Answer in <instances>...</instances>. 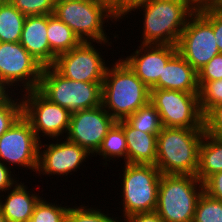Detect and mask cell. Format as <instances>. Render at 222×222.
I'll return each instance as SVG.
<instances>
[{
  "mask_svg": "<svg viewBox=\"0 0 222 222\" xmlns=\"http://www.w3.org/2000/svg\"><path fill=\"white\" fill-rule=\"evenodd\" d=\"M0 222H8L7 219L2 215L1 210H0Z\"/></svg>",
  "mask_w": 222,
  "mask_h": 222,
  "instance_id": "43",
  "label": "cell"
},
{
  "mask_svg": "<svg viewBox=\"0 0 222 222\" xmlns=\"http://www.w3.org/2000/svg\"><path fill=\"white\" fill-rule=\"evenodd\" d=\"M122 217L155 211L161 172L155 165L122 163Z\"/></svg>",
  "mask_w": 222,
  "mask_h": 222,
  "instance_id": "7",
  "label": "cell"
},
{
  "mask_svg": "<svg viewBox=\"0 0 222 222\" xmlns=\"http://www.w3.org/2000/svg\"><path fill=\"white\" fill-rule=\"evenodd\" d=\"M20 44L43 66H52L56 56L47 39V15L26 16Z\"/></svg>",
  "mask_w": 222,
  "mask_h": 222,
  "instance_id": "17",
  "label": "cell"
},
{
  "mask_svg": "<svg viewBox=\"0 0 222 222\" xmlns=\"http://www.w3.org/2000/svg\"><path fill=\"white\" fill-rule=\"evenodd\" d=\"M14 95L8 93L0 100V136L22 116V100Z\"/></svg>",
  "mask_w": 222,
  "mask_h": 222,
  "instance_id": "28",
  "label": "cell"
},
{
  "mask_svg": "<svg viewBox=\"0 0 222 222\" xmlns=\"http://www.w3.org/2000/svg\"><path fill=\"white\" fill-rule=\"evenodd\" d=\"M196 10L212 25L217 47L222 53V13L211 5L201 6Z\"/></svg>",
  "mask_w": 222,
  "mask_h": 222,
  "instance_id": "32",
  "label": "cell"
},
{
  "mask_svg": "<svg viewBox=\"0 0 222 222\" xmlns=\"http://www.w3.org/2000/svg\"><path fill=\"white\" fill-rule=\"evenodd\" d=\"M211 6L222 13V0H215Z\"/></svg>",
  "mask_w": 222,
  "mask_h": 222,
  "instance_id": "41",
  "label": "cell"
},
{
  "mask_svg": "<svg viewBox=\"0 0 222 222\" xmlns=\"http://www.w3.org/2000/svg\"><path fill=\"white\" fill-rule=\"evenodd\" d=\"M150 102V89L119 58L107 67L102 83V106L116 120H125Z\"/></svg>",
  "mask_w": 222,
  "mask_h": 222,
  "instance_id": "1",
  "label": "cell"
},
{
  "mask_svg": "<svg viewBox=\"0 0 222 222\" xmlns=\"http://www.w3.org/2000/svg\"><path fill=\"white\" fill-rule=\"evenodd\" d=\"M69 26L81 42H96L100 47H112L105 22H117L114 14L97 0L55 1L54 13ZM108 36V37H107ZM111 43V44H110Z\"/></svg>",
  "mask_w": 222,
  "mask_h": 222,
  "instance_id": "4",
  "label": "cell"
},
{
  "mask_svg": "<svg viewBox=\"0 0 222 222\" xmlns=\"http://www.w3.org/2000/svg\"><path fill=\"white\" fill-rule=\"evenodd\" d=\"M152 89L199 93L197 71L177 52L164 66L162 76Z\"/></svg>",
  "mask_w": 222,
  "mask_h": 222,
  "instance_id": "18",
  "label": "cell"
},
{
  "mask_svg": "<svg viewBox=\"0 0 222 222\" xmlns=\"http://www.w3.org/2000/svg\"><path fill=\"white\" fill-rule=\"evenodd\" d=\"M203 186L208 196L222 201V171L209 176L203 182Z\"/></svg>",
  "mask_w": 222,
  "mask_h": 222,
  "instance_id": "35",
  "label": "cell"
},
{
  "mask_svg": "<svg viewBox=\"0 0 222 222\" xmlns=\"http://www.w3.org/2000/svg\"><path fill=\"white\" fill-rule=\"evenodd\" d=\"M195 5L198 7H201V6H206V5H212L215 0H193Z\"/></svg>",
  "mask_w": 222,
  "mask_h": 222,
  "instance_id": "40",
  "label": "cell"
},
{
  "mask_svg": "<svg viewBox=\"0 0 222 222\" xmlns=\"http://www.w3.org/2000/svg\"><path fill=\"white\" fill-rule=\"evenodd\" d=\"M127 141V163L156 164L157 135L131 127L125 120L117 121Z\"/></svg>",
  "mask_w": 222,
  "mask_h": 222,
  "instance_id": "20",
  "label": "cell"
},
{
  "mask_svg": "<svg viewBox=\"0 0 222 222\" xmlns=\"http://www.w3.org/2000/svg\"><path fill=\"white\" fill-rule=\"evenodd\" d=\"M138 48L126 58H121L152 89L162 76L164 66L177 53V47L167 44H140Z\"/></svg>",
  "mask_w": 222,
  "mask_h": 222,
  "instance_id": "16",
  "label": "cell"
},
{
  "mask_svg": "<svg viewBox=\"0 0 222 222\" xmlns=\"http://www.w3.org/2000/svg\"><path fill=\"white\" fill-rule=\"evenodd\" d=\"M152 0H124L123 4L113 13L116 20L124 19L131 11L150 3Z\"/></svg>",
  "mask_w": 222,
  "mask_h": 222,
  "instance_id": "36",
  "label": "cell"
},
{
  "mask_svg": "<svg viewBox=\"0 0 222 222\" xmlns=\"http://www.w3.org/2000/svg\"><path fill=\"white\" fill-rule=\"evenodd\" d=\"M114 13L124 2V0H97Z\"/></svg>",
  "mask_w": 222,
  "mask_h": 222,
  "instance_id": "39",
  "label": "cell"
},
{
  "mask_svg": "<svg viewBox=\"0 0 222 222\" xmlns=\"http://www.w3.org/2000/svg\"><path fill=\"white\" fill-rule=\"evenodd\" d=\"M25 18L10 2L0 4V42H20Z\"/></svg>",
  "mask_w": 222,
  "mask_h": 222,
  "instance_id": "24",
  "label": "cell"
},
{
  "mask_svg": "<svg viewBox=\"0 0 222 222\" xmlns=\"http://www.w3.org/2000/svg\"><path fill=\"white\" fill-rule=\"evenodd\" d=\"M61 205L49 202L42 197L27 222H65L69 206L62 207Z\"/></svg>",
  "mask_w": 222,
  "mask_h": 222,
  "instance_id": "27",
  "label": "cell"
},
{
  "mask_svg": "<svg viewBox=\"0 0 222 222\" xmlns=\"http://www.w3.org/2000/svg\"><path fill=\"white\" fill-rule=\"evenodd\" d=\"M222 79V53L214 56L197 71V81H215Z\"/></svg>",
  "mask_w": 222,
  "mask_h": 222,
  "instance_id": "34",
  "label": "cell"
},
{
  "mask_svg": "<svg viewBox=\"0 0 222 222\" xmlns=\"http://www.w3.org/2000/svg\"><path fill=\"white\" fill-rule=\"evenodd\" d=\"M204 129L163 127L157 135L155 166L161 174L196 176Z\"/></svg>",
  "mask_w": 222,
  "mask_h": 222,
  "instance_id": "2",
  "label": "cell"
},
{
  "mask_svg": "<svg viewBox=\"0 0 222 222\" xmlns=\"http://www.w3.org/2000/svg\"><path fill=\"white\" fill-rule=\"evenodd\" d=\"M102 83L67 79L47 66L43 67L37 90L50 102L74 113L102 105Z\"/></svg>",
  "mask_w": 222,
  "mask_h": 222,
  "instance_id": "6",
  "label": "cell"
},
{
  "mask_svg": "<svg viewBox=\"0 0 222 222\" xmlns=\"http://www.w3.org/2000/svg\"><path fill=\"white\" fill-rule=\"evenodd\" d=\"M176 47L196 71L220 54L212 25L197 10L189 17Z\"/></svg>",
  "mask_w": 222,
  "mask_h": 222,
  "instance_id": "12",
  "label": "cell"
},
{
  "mask_svg": "<svg viewBox=\"0 0 222 222\" xmlns=\"http://www.w3.org/2000/svg\"><path fill=\"white\" fill-rule=\"evenodd\" d=\"M6 2H9V0H0V4L6 3Z\"/></svg>",
  "mask_w": 222,
  "mask_h": 222,
  "instance_id": "44",
  "label": "cell"
},
{
  "mask_svg": "<svg viewBox=\"0 0 222 222\" xmlns=\"http://www.w3.org/2000/svg\"><path fill=\"white\" fill-rule=\"evenodd\" d=\"M21 95L22 116L30 123L39 140L42 136L52 140L60 139L64 133L66 136L71 118L67 109L50 102L37 89Z\"/></svg>",
  "mask_w": 222,
  "mask_h": 222,
  "instance_id": "10",
  "label": "cell"
},
{
  "mask_svg": "<svg viewBox=\"0 0 222 222\" xmlns=\"http://www.w3.org/2000/svg\"><path fill=\"white\" fill-rule=\"evenodd\" d=\"M150 103L157 109L163 127L204 129L199 93L150 89Z\"/></svg>",
  "mask_w": 222,
  "mask_h": 222,
  "instance_id": "8",
  "label": "cell"
},
{
  "mask_svg": "<svg viewBox=\"0 0 222 222\" xmlns=\"http://www.w3.org/2000/svg\"><path fill=\"white\" fill-rule=\"evenodd\" d=\"M165 222L156 211L136 213L125 217L121 222Z\"/></svg>",
  "mask_w": 222,
  "mask_h": 222,
  "instance_id": "38",
  "label": "cell"
},
{
  "mask_svg": "<svg viewBox=\"0 0 222 222\" xmlns=\"http://www.w3.org/2000/svg\"><path fill=\"white\" fill-rule=\"evenodd\" d=\"M27 189L24 182L18 181L13 189L7 190L5 198L0 194V210L8 222H27L32 217L36 204L43 196Z\"/></svg>",
  "mask_w": 222,
  "mask_h": 222,
  "instance_id": "19",
  "label": "cell"
},
{
  "mask_svg": "<svg viewBox=\"0 0 222 222\" xmlns=\"http://www.w3.org/2000/svg\"><path fill=\"white\" fill-rule=\"evenodd\" d=\"M42 70L43 66L20 42H0V84L8 92L13 94L18 86L21 93L38 89Z\"/></svg>",
  "mask_w": 222,
  "mask_h": 222,
  "instance_id": "9",
  "label": "cell"
},
{
  "mask_svg": "<svg viewBox=\"0 0 222 222\" xmlns=\"http://www.w3.org/2000/svg\"><path fill=\"white\" fill-rule=\"evenodd\" d=\"M102 209L88 207L85 204L69 207L65 222H121L122 219L114 217L111 213H104ZM111 216V217H110ZM119 218V219H117Z\"/></svg>",
  "mask_w": 222,
  "mask_h": 222,
  "instance_id": "26",
  "label": "cell"
},
{
  "mask_svg": "<svg viewBox=\"0 0 222 222\" xmlns=\"http://www.w3.org/2000/svg\"><path fill=\"white\" fill-rule=\"evenodd\" d=\"M17 179L18 178L13 175L11 168L0 161V194L1 192L6 193L8 189L13 188V186L19 181V179Z\"/></svg>",
  "mask_w": 222,
  "mask_h": 222,
  "instance_id": "37",
  "label": "cell"
},
{
  "mask_svg": "<svg viewBox=\"0 0 222 222\" xmlns=\"http://www.w3.org/2000/svg\"><path fill=\"white\" fill-rule=\"evenodd\" d=\"M57 138L56 142H49V144L39 145V160H38V175H59L62 177L67 176L71 172H76L80 166L89 158L93 157L85 148L80 147L78 144L69 141L68 139L62 140ZM59 141V142H58ZM42 148L44 150H42Z\"/></svg>",
  "mask_w": 222,
  "mask_h": 222,
  "instance_id": "15",
  "label": "cell"
},
{
  "mask_svg": "<svg viewBox=\"0 0 222 222\" xmlns=\"http://www.w3.org/2000/svg\"><path fill=\"white\" fill-rule=\"evenodd\" d=\"M93 42H81L77 47L56 57L52 67L67 79L81 82H103L107 63ZM101 54V55H100Z\"/></svg>",
  "mask_w": 222,
  "mask_h": 222,
  "instance_id": "13",
  "label": "cell"
},
{
  "mask_svg": "<svg viewBox=\"0 0 222 222\" xmlns=\"http://www.w3.org/2000/svg\"><path fill=\"white\" fill-rule=\"evenodd\" d=\"M125 121L142 132L159 134L163 129L157 109L149 102L128 116Z\"/></svg>",
  "mask_w": 222,
  "mask_h": 222,
  "instance_id": "25",
  "label": "cell"
},
{
  "mask_svg": "<svg viewBox=\"0 0 222 222\" xmlns=\"http://www.w3.org/2000/svg\"><path fill=\"white\" fill-rule=\"evenodd\" d=\"M143 11L141 44L176 46L189 17L196 11L193 0H152L136 11ZM141 9V10H140Z\"/></svg>",
  "mask_w": 222,
  "mask_h": 222,
  "instance_id": "3",
  "label": "cell"
},
{
  "mask_svg": "<svg viewBox=\"0 0 222 222\" xmlns=\"http://www.w3.org/2000/svg\"><path fill=\"white\" fill-rule=\"evenodd\" d=\"M93 155L103 157L105 164L110 160L116 161L118 158H124V162L127 163V141L122 126L116 121L113 126L108 130L107 135L104 137L101 147ZM117 158V159H116Z\"/></svg>",
  "mask_w": 222,
  "mask_h": 222,
  "instance_id": "23",
  "label": "cell"
},
{
  "mask_svg": "<svg viewBox=\"0 0 222 222\" xmlns=\"http://www.w3.org/2000/svg\"><path fill=\"white\" fill-rule=\"evenodd\" d=\"M222 171V138L204 133L199 147L196 177L203 183L209 176Z\"/></svg>",
  "mask_w": 222,
  "mask_h": 222,
  "instance_id": "21",
  "label": "cell"
},
{
  "mask_svg": "<svg viewBox=\"0 0 222 222\" xmlns=\"http://www.w3.org/2000/svg\"><path fill=\"white\" fill-rule=\"evenodd\" d=\"M40 141L30 123L21 116L5 133L0 136V161L10 166L38 169Z\"/></svg>",
  "mask_w": 222,
  "mask_h": 222,
  "instance_id": "11",
  "label": "cell"
},
{
  "mask_svg": "<svg viewBox=\"0 0 222 222\" xmlns=\"http://www.w3.org/2000/svg\"><path fill=\"white\" fill-rule=\"evenodd\" d=\"M193 222H222V201L203 192L198 199Z\"/></svg>",
  "mask_w": 222,
  "mask_h": 222,
  "instance_id": "29",
  "label": "cell"
},
{
  "mask_svg": "<svg viewBox=\"0 0 222 222\" xmlns=\"http://www.w3.org/2000/svg\"><path fill=\"white\" fill-rule=\"evenodd\" d=\"M47 39L50 50L56 57L70 51L81 43L73 30L55 14L47 15Z\"/></svg>",
  "mask_w": 222,
  "mask_h": 222,
  "instance_id": "22",
  "label": "cell"
},
{
  "mask_svg": "<svg viewBox=\"0 0 222 222\" xmlns=\"http://www.w3.org/2000/svg\"><path fill=\"white\" fill-rule=\"evenodd\" d=\"M205 133L222 138V103L212 107L204 115Z\"/></svg>",
  "mask_w": 222,
  "mask_h": 222,
  "instance_id": "33",
  "label": "cell"
},
{
  "mask_svg": "<svg viewBox=\"0 0 222 222\" xmlns=\"http://www.w3.org/2000/svg\"><path fill=\"white\" fill-rule=\"evenodd\" d=\"M115 122L102 105L76 111L71 113L68 132L63 139L65 137L95 155Z\"/></svg>",
  "mask_w": 222,
  "mask_h": 222,
  "instance_id": "14",
  "label": "cell"
},
{
  "mask_svg": "<svg viewBox=\"0 0 222 222\" xmlns=\"http://www.w3.org/2000/svg\"><path fill=\"white\" fill-rule=\"evenodd\" d=\"M199 86L200 109L205 115L212 107L222 103V79L197 81Z\"/></svg>",
  "mask_w": 222,
  "mask_h": 222,
  "instance_id": "30",
  "label": "cell"
},
{
  "mask_svg": "<svg viewBox=\"0 0 222 222\" xmlns=\"http://www.w3.org/2000/svg\"><path fill=\"white\" fill-rule=\"evenodd\" d=\"M203 183L192 175L162 174L155 211L165 222H193Z\"/></svg>",
  "mask_w": 222,
  "mask_h": 222,
  "instance_id": "5",
  "label": "cell"
},
{
  "mask_svg": "<svg viewBox=\"0 0 222 222\" xmlns=\"http://www.w3.org/2000/svg\"><path fill=\"white\" fill-rule=\"evenodd\" d=\"M23 15H50L54 13L55 0H9Z\"/></svg>",
  "mask_w": 222,
  "mask_h": 222,
  "instance_id": "31",
  "label": "cell"
},
{
  "mask_svg": "<svg viewBox=\"0 0 222 222\" xmlns=\"http://www.w3.org/2000/svg\"><path fill=\"white\" fill-rule=\"evenodd\" d=\"M9 92L0 84V100H2Z\"/></svg>",
  "mask_w": 222,
  "mask_h": 222,
  "instance_id": "42",
  "label": "cell"
}]
</instances>
